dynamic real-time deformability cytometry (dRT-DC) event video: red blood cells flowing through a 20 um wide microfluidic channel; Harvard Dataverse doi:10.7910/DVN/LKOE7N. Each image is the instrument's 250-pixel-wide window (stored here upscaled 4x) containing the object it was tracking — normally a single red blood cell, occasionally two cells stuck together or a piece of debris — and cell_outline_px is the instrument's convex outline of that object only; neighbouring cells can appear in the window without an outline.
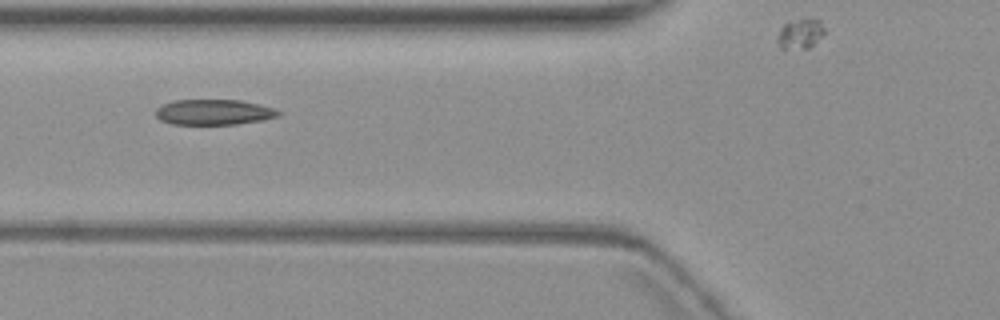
{"species": "common noctule bat (a hibernating species)", "species_latin": "Nyctalus noctula", "temperature_condition": "warm", "stored_images_in_passage": 8, "camera_frame_rate_fps": 3000, "um_per_image_px": 0.085, "animal": {"sex": "female", "body_mass_g": 19.3, "forearm_length_mm": 54.1}, "frame": {"image": 1, "passage_image": 2, "time_ms": 1.333, "image_size_px": [1000, 320], "cell_outline_px": [[280, 112], [276, 116], [260, 120], [236, 124], [172, 124], [160, 120], [156, 116], [156, 108], [160, 104], [176, 100], [240, 100], [260, 104], [272, 108]], "centroid_in_image_um": [18.1, 9.52], "position_along_channel_um": 107.7, "area_um2": 18.03}}
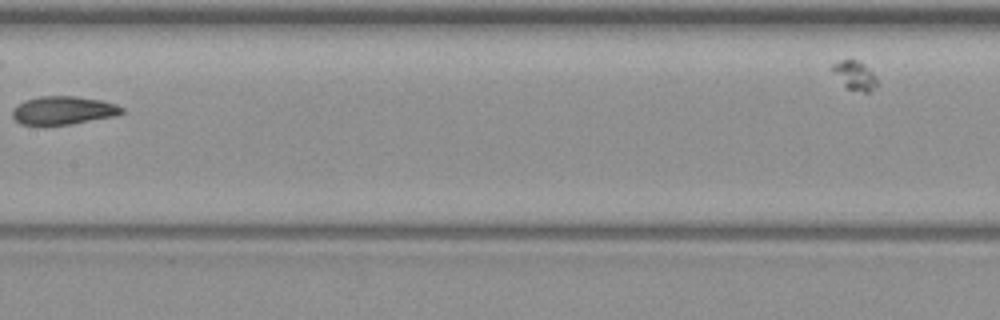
{"frame": {"image": 2, "passage_image": 4, "time_ms": 4.0, "image_size_px": [1000, 320], "cell_outline_px": [[124, 112], [116, 116], [68, 124], [20, 124], [12, 116], [12, 108], [16, 104], [24, 100], [40, 96], [76, 96], [100, 100], [116, 104], [124, 108]], "centroid_in_image_um": [5.36, 9.36], "position_along_channel_um": 202.0, "area_um2": 17.98}}
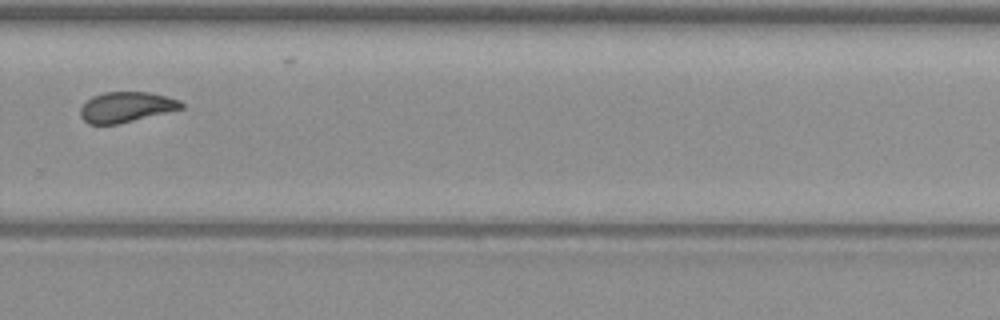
{"frame": {"image": 3, "passage_image": 7, "time_ms": 7.333, "image_size_px": [1000, 320], "cell_outline_px": [[184, 108], [116, 124], [88, 124], [80, 116], [80, 108], [92, 96], [104, 92], [148, 92], [180, 100], [184, 104]], "centroid_in_image_um": [10.71, 9.09], "position_along_channel_um": 319.1, "area_um2": 17.63}}